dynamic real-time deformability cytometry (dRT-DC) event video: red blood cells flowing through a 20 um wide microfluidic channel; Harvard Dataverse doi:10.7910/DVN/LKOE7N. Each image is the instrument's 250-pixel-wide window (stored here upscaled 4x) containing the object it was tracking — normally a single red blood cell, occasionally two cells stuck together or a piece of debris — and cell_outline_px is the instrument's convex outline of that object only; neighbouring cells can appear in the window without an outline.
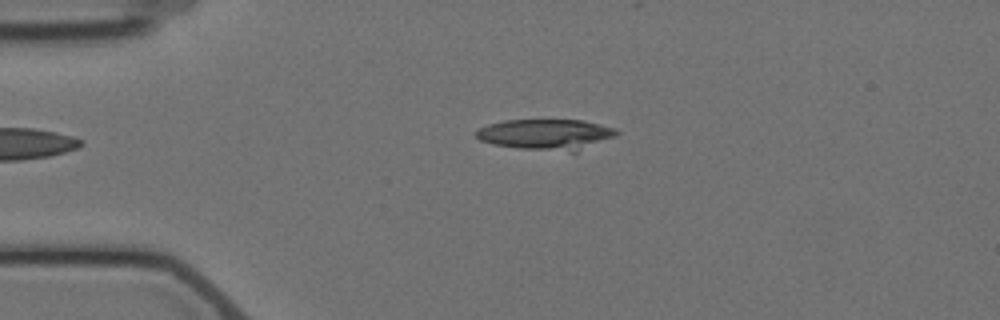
{"species": "Egyptian fruit bat (a non-hibernating species)", "species_latin": "Rousettus aegyptiacus", "temperature_condition": "cold", "stored_images_in_passage": 4, "camera_frame_rate_fps": 3000, "um_per_image_px": 0.085, "animal": {"sex": "female"}, "frame": {"image": 1, "passage_image": 4, "time_ms": 4.333, "image_size_px": [1000, 320], "cell_outline_px": [[620, 132], [616, 136], [576, 152], [572, 152], [520, 148], [492, 144], [480, 140], [476, 136], [476, 132], [480, 128], [488, 124], [504, 120], [584, 120], [616, 128]], "centroid_in_image_um": [46.45, 11.42], "position_along_channel_um": 38.5, "area_um2": 25.14}}